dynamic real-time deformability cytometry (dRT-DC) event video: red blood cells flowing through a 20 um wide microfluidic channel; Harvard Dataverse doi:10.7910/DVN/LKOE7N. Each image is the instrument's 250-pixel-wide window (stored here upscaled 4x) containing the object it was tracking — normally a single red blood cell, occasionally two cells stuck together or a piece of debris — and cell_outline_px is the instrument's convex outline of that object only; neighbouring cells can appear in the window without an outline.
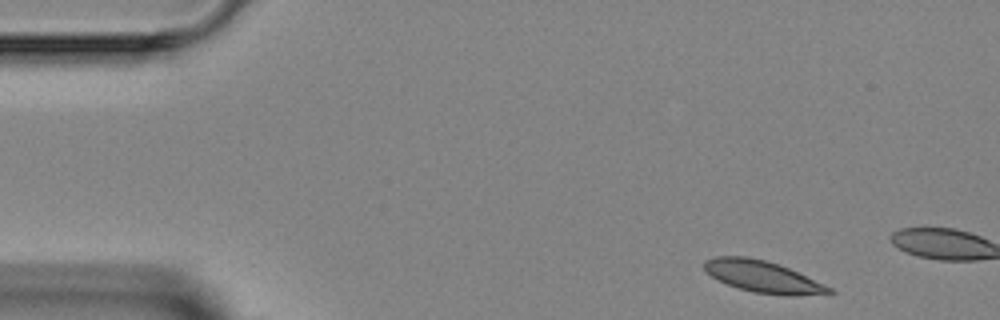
{"species": "Egyptian fruit bat (a non-hibernating species)", "species_latin": "Rousettus aegyptiacus", "temperature_condition": "room temperature", "stored_images_in_passage": 3, "camera_frame_rate_fps": 3000, "um_per_image_px": 0.085, "animal": {"sex": "female"}, "frame": {"image": 1, "passage_image": 1, "time_ms": 0.0, "image_size_px": [1000, 320], "cell_outline_px": [[836, 292], [832, 296], [784, 296], [752, 292], [716, 280], [704, 272], [704, 260], [716, 256], [748, 256], [764, 260], [788, 268], [824, 284], [832, 288]], "centroid_in_image_um": [64.9, 23.55], "position_along_channel_um": 20.1, "area_um2": 23.58}}